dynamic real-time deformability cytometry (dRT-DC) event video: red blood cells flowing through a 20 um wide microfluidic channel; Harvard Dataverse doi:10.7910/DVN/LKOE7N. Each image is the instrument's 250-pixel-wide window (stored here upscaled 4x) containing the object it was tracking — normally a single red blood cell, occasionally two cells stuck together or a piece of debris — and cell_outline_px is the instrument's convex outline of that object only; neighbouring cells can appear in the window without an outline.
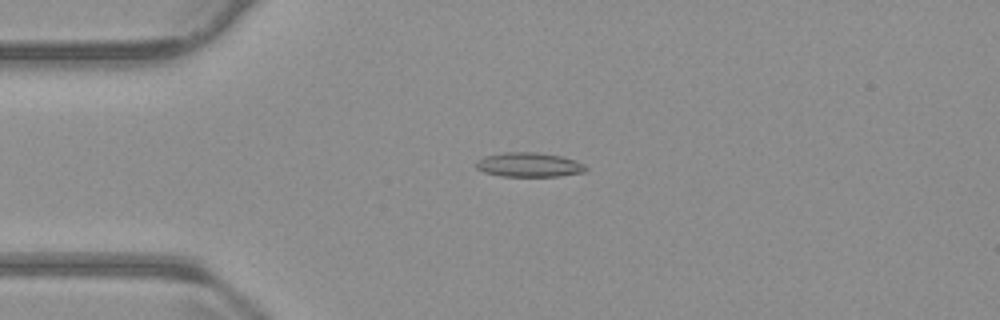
{"species": "common noctule bat (a hibernating species)", "species_latin": "Nyctalus noctula", "temperature_condition": "warm", "stored_images_in_passage": 54, "camera_frame_rate_fps": 3000, "um_per_image_px": 0.085, "animal": {"sex": "male", "body_mass_g": 23.1, "forearm_length_mm": 52.7}, "frame": {"image": 1, "passage_image": 13, "time_ms": 4.0, "image_size_px": [1000, 320], "cell_outline_px": [[588, 168], [584, 172], [556, 176], [500, 176], [484, 172], [476, 168], [476, 160], [484, 156], [504, 152], [536, 152], [560, 156], [576, 160], [584, 164]], "centroid_in_image_um": [44.94, 14.0], "position_along_channel_um": 40.1, "area_um2": 15.61}}
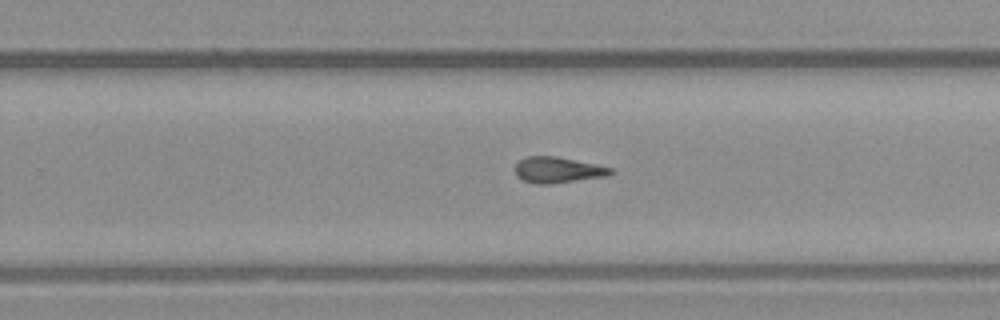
{"frame": {"image": 2, "passage_image": 34, "time_ms": 11.0, "image_size_px": [1000, 320], "cell_outline_px": [[612, 172], [604, 176], [548, 184], [536, 184], [524, 180], [516, 176], [512, 168], [520, 160], [528, 156], [556, 156], [596, 164], [612, 168]], "centroid_in_image_um": [47.33, 14.43], "position_along_channel_um": 282.5, "area_um2": 14.28}}
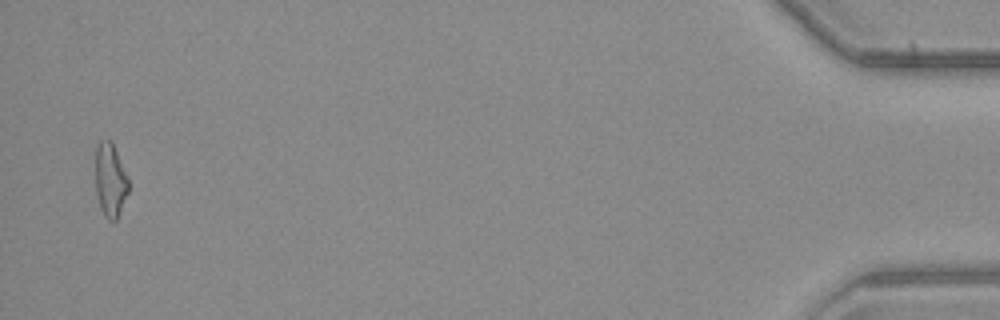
{"frame": {"image": 3, "passage_image": 53, "time_ms": 17.333, "image_size_px": [1000, 320], "cell_outline_px": [[128, 192], [116, 220], [108, 220], [104, 216], [100, 208], [96, 192], [96, 144], [100, 140], [108, 140], [112, 144], [116, 152], [128, 180]], "centroid_in_image_um": [9.35, 15.34], "position_along_channel_um": 425.9, "area_um2": 13.81}, "authors_computed_cell_mechanics": {"area_um2": 14.5656, "velocity_mm_per_s": 3.8079, "shape_relaxation_time_tau1_ms": null, "shape_relaxation_time_tau2_ms": 5.0599, "deformation_change_tau1": null, "deformation_change_tau2": 0.1483}}